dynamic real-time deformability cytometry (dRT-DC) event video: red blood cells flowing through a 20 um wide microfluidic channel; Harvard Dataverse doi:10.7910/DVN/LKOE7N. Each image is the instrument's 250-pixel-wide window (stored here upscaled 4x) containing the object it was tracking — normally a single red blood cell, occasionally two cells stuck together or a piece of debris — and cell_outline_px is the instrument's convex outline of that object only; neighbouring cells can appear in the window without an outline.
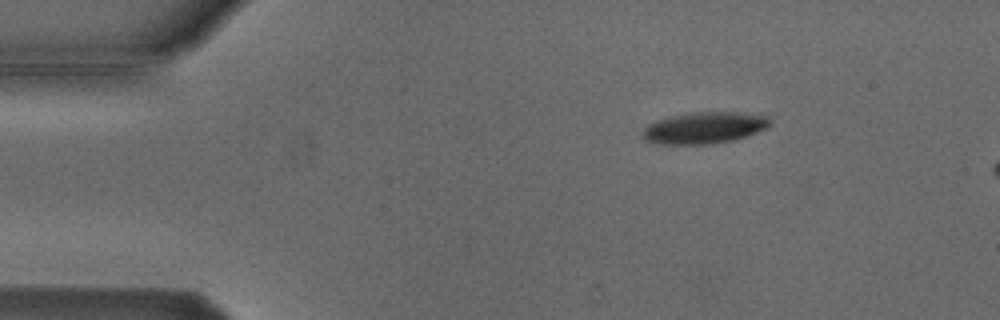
{"species": "Egyptian fruit bat (a non-hibernating species)", "species_latin": "Rousettus aegyptiacus", "temperature_condition": "cold", "stored_images_in_passage": 5, "camera_frame_rate_fps": 3000, "um_per_image_px": 0.085, "animal": {"sex": "male"}, "frame": {"image": 1, "passage_image": 3, "time_ms": 2.333, "image_size_px": [1000, 320], "cell_outline_px": [[772, 124], [768, 128], [748, 136], [732, 140], [708, 144], [656, 144], [644, 140], [640, 136], [644, 128], [648, 124], [656, 120], [672, 116], [696, 112], [736, 112], [768, 116]], "centroid_in_image_um": [59.86, 10.87], "position_along_channel_um": 25.1, "area_um2": 23.58}}